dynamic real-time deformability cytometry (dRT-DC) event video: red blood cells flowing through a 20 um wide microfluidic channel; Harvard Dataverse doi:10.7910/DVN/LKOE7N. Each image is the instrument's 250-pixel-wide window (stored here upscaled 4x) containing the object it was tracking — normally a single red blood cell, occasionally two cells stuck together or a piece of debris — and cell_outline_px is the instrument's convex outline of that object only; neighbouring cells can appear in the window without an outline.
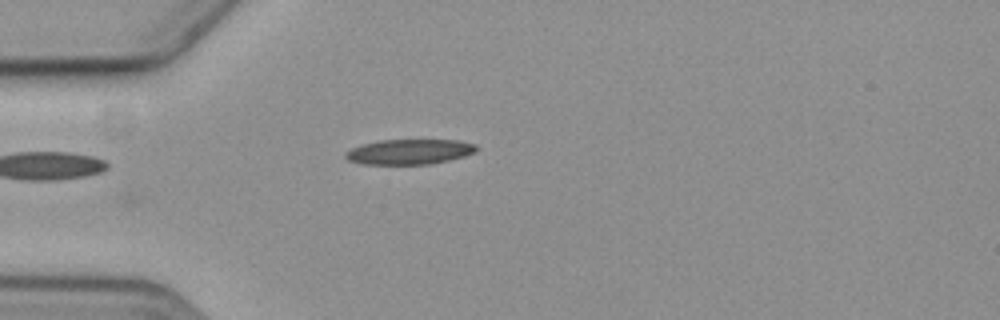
{"species": "common noctule bat (a hibernating species)", "species_latin": "Nyctalus noctula", "temperature_condition": "cold", "stored_images_in_passage": 7, "camera_frame_rate_fps": 3000, "um_per_image_px": 0.085, "animal": {"sex": "female", "body_mass_g": 19.3, "forearm_length_mm": 54.1}, "frame": {"image": 1, "passage_image": 6, "time_ms": 6.0, "image_size_px": [1000, 320], "cell_outline_px": [[476, 152], [464, 156], [432, 164], [364, 164], [348, 160], [344, 156], [344, 152], [352, 148], [364, 144], [380, 140], [460, 140], [476, 144]], "centroid_in_image_um": [34.81, 12.9], "position_along_channel_um": 50.2, "area_um2": 19.13}}